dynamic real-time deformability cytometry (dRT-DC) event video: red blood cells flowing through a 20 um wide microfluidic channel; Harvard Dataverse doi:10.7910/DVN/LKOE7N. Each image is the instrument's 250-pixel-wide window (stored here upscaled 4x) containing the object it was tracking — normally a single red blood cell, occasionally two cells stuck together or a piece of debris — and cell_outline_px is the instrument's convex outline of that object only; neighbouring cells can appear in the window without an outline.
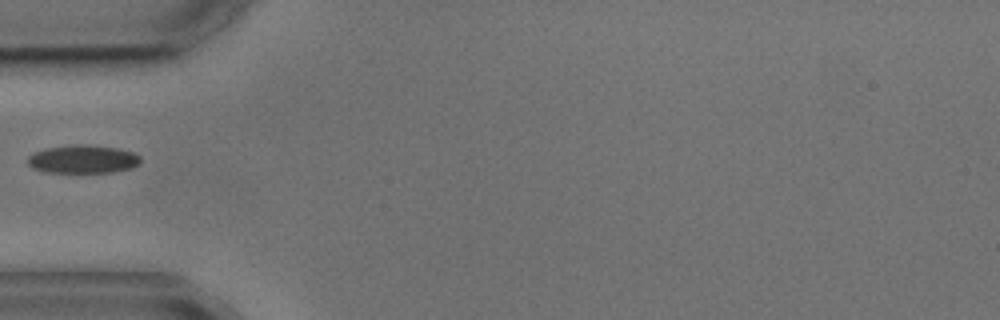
{"species": "common noctule bat (a hibernating species)", "species_latin": "Nyctalus noctula", "temperature_condition": "cold", "stored_images_in_passage": 1, "camera_frame_rate_fps": 3000, "um_per_image_px": 0.085, "animal": {"sex": "male", "body_mass_g": 17.9, "forearm_length_mm": 54.2}, "frame": {"image": 1, "passage_image": 1, "time_ms": 0.0, "image_size_px": [1000, 320], "cell_outline_px": [[140, 164], [132, 168], [112, 172], [44, 172], [32, 168], [28, 164], [28, 156], [44, 148], [76, 144], [88, 144], [120, 148], [132, 152], [140, 156]], "centroid_in_image_um": [7.06, 13.52], "position_along_channel_um": 77.9, "area_um2": 18.73}}